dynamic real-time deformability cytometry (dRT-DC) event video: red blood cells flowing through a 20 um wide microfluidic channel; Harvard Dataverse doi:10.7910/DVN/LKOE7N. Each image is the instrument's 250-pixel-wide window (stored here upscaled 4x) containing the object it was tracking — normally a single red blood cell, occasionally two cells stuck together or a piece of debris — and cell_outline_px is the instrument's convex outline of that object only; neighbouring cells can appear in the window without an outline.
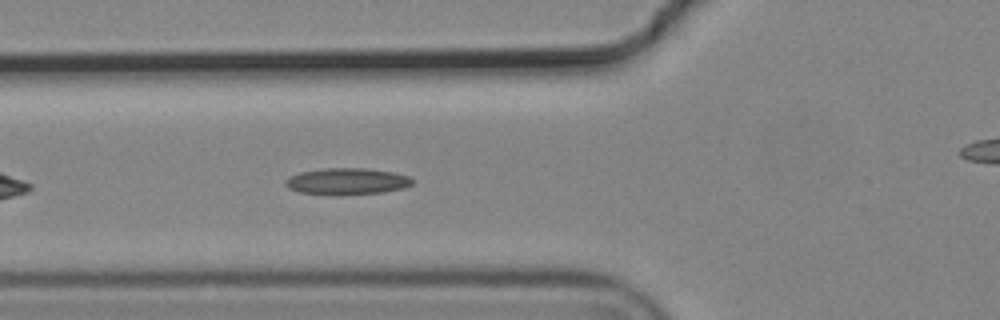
{"species": "common noctule bat (a hibernating species)", "species_latin": "Nyctalus noctula", "temperature_condition": "cold", "stored_images_in_passage": 3, "segment_of_instrument_passage": [1, 2], "camera_frame_rate_fps": 3000, "um_per_image_px": 0.085, "animal": {"sex": "male", "body_mass_g": 19.2, "forearm_length_mm": 51.8}, "frame": {"image": 1, "passage_image": 2, "time_ms": 0.333, "image_size_px": [1000, 320], "cell_outline_px": [[416, 180], [412, 184], [404, 188], [384, 192], [340, 196], [328, 196], [300, 192], [288, 188], [284, 184], [284, 180], [300, 172], [324, 168], [368, 168], [392, 172], [408, 176]], "centroid_in_image_um": [29.5, 15.43], "position_along_channel_um": 96.3, "area_um2": 20.11}}